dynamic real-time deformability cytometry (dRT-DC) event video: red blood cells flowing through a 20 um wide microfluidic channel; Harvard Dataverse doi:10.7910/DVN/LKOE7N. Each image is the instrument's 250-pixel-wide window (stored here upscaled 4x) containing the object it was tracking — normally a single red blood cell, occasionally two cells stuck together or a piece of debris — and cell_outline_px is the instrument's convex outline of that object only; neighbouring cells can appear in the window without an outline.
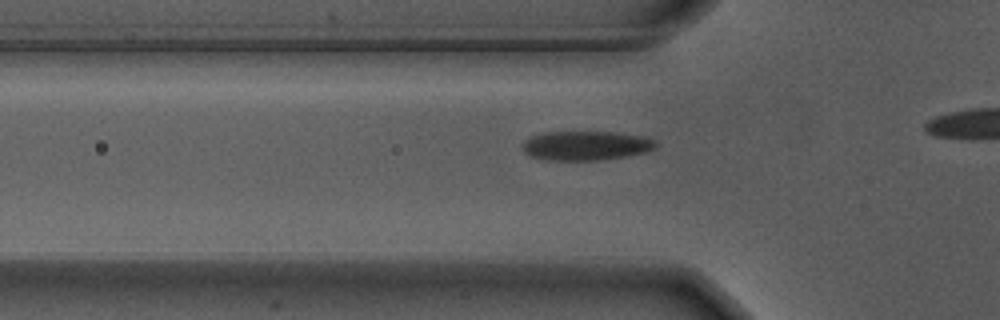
{"species": "Egyptian fruit bat (a non-hibernating species)", "species_latin": "Rousettus aegyptiacus", "temperature_condition": "warm", "stored_images_in_passage": 16, "camera_frame_rate_fps": 3000, "um_per_image_px": 0.085, "animal": {"sex": "male"}, "frame": {"image": 1, "passage_image": 10, "time_ms": 3.0, "image_size_px": [1000, 320], "cell_outline_px": [[660, 144], [656, 148], [648, 152], [624, 156], [596, 160], [548, 160], [532, 156], [524, 152], [520, 144], [524, 140], [532, 136], [544, 132], [616, 132], [648, 136], [656, 140]], "centroid_in_image_um": [49.86, 12.36], "position_along_channel_um": 75.9, "area_um2": 23.06}}
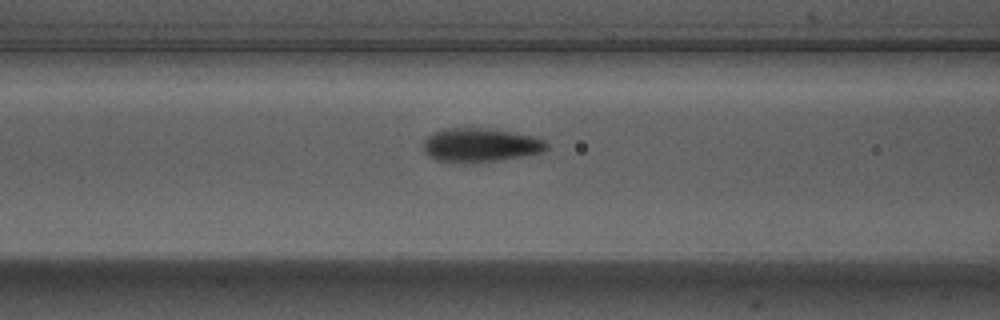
{"frame": {"image": 2, "passage_image": 14, "time_ms": 4.333, "image_size_px": [1000, 320], "cell_outline_px": [[548, 148], [544, 152], [496, 160], [436, 160], [428, 156], [424, 152], [424, 140], [428, 136], [444, 128], [484, 128], [512, 132], [532, 136], [544, 140], [548, 144]], "centroid_in_image_um": [40.85, 12.29], "position_along_channel_um": 125.7, "area_um2": 23.41}}